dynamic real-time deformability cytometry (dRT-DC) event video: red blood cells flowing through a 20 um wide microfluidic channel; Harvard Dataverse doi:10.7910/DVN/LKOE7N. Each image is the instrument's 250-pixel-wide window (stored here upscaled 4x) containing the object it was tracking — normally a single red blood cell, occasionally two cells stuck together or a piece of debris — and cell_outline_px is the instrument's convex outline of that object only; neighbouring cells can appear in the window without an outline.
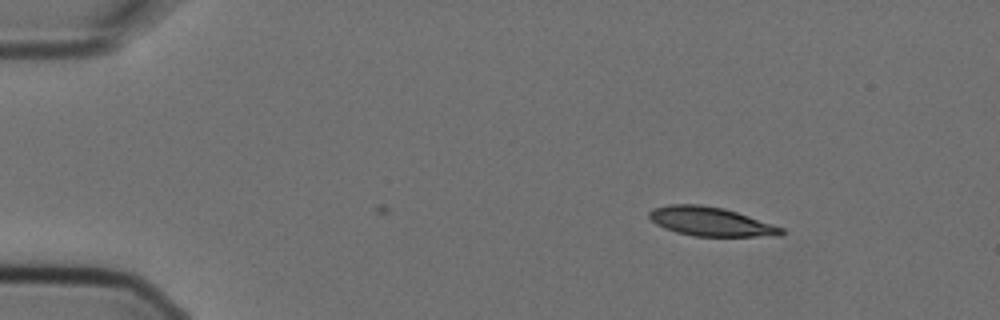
{"species": "Egyptian fruit bat (a non-hibernating species)", "species_latin": "Rousettus aegyptiacus", "temperature_condition": "cold", "stored_images_in_passage": 4, "camera_frame_rate_fps": 3000, "um_per_image_px": 0.085, "animal": {"sex": "female"}, "frame": {"image": 1, "passage_image": 4, "time_ms": 1.0, "image_size_px": [1000, 320], "cell_outline_px": [[784, 232], [780, 236], [696, 236], [676, 232], [664, 228], [656, 224], [648, 216], [648, 212], [652, 208], [668, 204], [700, 204], [724, 208], [784, 228]], "centroid_in_image_um": [60.38, 18.83], "position_along_channel_um": 24.6, "area_um2": 22.25}}